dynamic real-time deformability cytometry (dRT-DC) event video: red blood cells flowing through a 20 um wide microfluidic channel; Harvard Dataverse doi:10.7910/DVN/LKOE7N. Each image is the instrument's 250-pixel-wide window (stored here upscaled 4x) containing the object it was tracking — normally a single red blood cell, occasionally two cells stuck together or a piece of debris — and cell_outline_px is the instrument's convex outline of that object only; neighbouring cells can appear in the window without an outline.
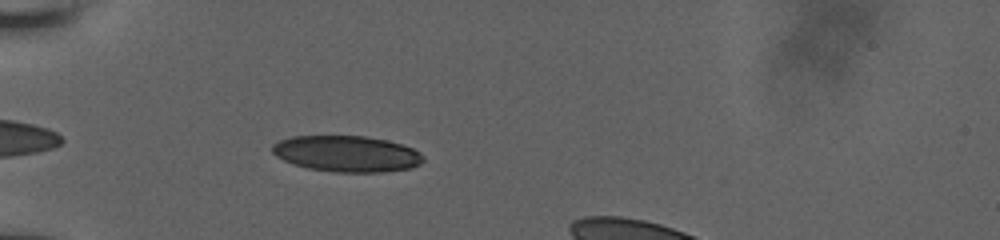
{"species": "human", "species_latin": "Homo sapiens", "temperature_condition": "room temperature", "stored_images_in_passage": 60, "camera_frame_rate_fps": 3000, "um_per_image_px": 0.085, "donor": {"sex": "male"}, "frame": {"image": 1, "passage_image": 6, "time_ms": 1.0, "image_size_px": [1000, 240], "cell_outline_px": [[424, 160], [420, 164], [412, 168], [380, 172], [336, 172], [308, 168], [292, 164], [276, 156], [272, 152], [272, 144], [280, 140], [292, 136], [364, 136], [388, 140], [412, 148], [420, 152], [424, 156]], "centroid_in_image_um": [29.48, 13.07], "position_along_channel_um": 55.5, "area_um2": 31.85}}
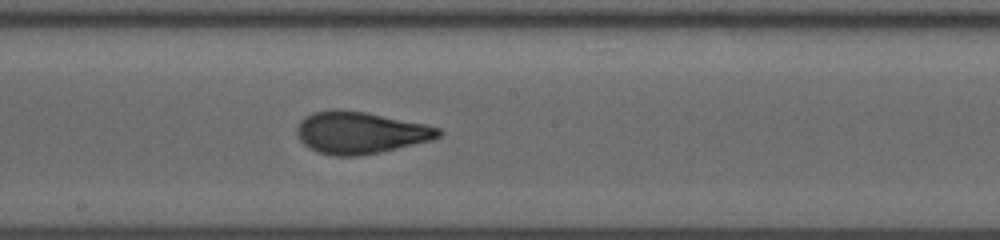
{"frame": {"image": 2, "passage_image": 28, "time_ms": 5.667, "image_size_px": [1000, 240], "cell_outline_px": [[444, 132], [440, 136], [432, 140], [380, 152], [360, 156], [332, 156], [308, 148], [300, 140], [296, 132], [296, 128], [300, 120], [304, 116], [312, 112], [328, 108], [364, 112], [424, 124], [440, 128]], "centroid_in_image_um": [30.58, 11.27], "position_along_channel_um": 217.6, "area_um2": 34.74}}
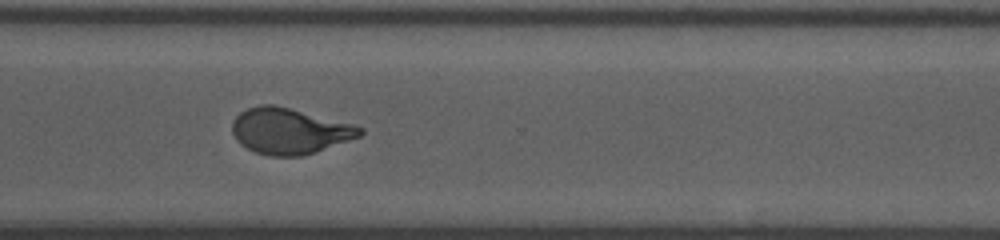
{"frame": {"image": 3, "passage_image": 43, "time_ms": 9.0, "image_size_px": [1000, 240], "cell_outline_px": [[364, 132], [360, 136], [316, 152], [300, 156], [268, 156], [256, 152], [240, 144], [236, 140], [232, 132], [232, 120], [240, 112], [248, 108], [260, 104], [272, 104], [352, 124], [364, 128]], "centroid_in_image_um": [24.57, 11.14], "position_along_channel_um": 346.0, "area_um2": 33.93}}